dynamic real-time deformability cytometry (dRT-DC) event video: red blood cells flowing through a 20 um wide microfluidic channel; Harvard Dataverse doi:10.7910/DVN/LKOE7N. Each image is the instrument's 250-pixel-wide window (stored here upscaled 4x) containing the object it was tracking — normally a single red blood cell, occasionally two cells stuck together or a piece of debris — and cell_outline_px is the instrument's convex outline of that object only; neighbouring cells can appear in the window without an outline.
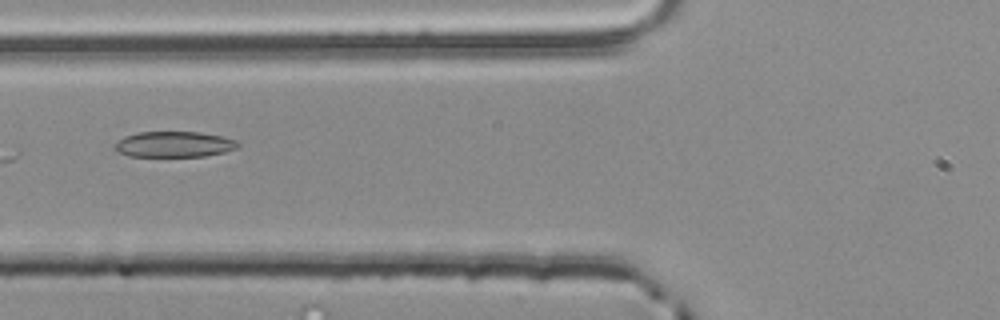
{"species": "common noctule bat (a hibernating species)", "species_latin": "Nyctalus noctula", "temperature_condition": "room temperature", "stored_images_in_passage": 2, "camera_frame_rate_fps": 3000, "um_per_image_px": 0.085, "animal": {"sex": "male", "body_mass_g": 20.4}, "frame": {"image": 1, "passage_image": 2, "time_ms": 0.333, "image_size_px": [1000, 320], "cell_outline_px": [[240, 144], [236, 148], [224, 152], [204, 156], [128, 156], [116, 152], [116, 140], [124, 136], [140, 132], [200, 132], [220, 136], [236, 140]], "centroid_in_image_um": [14.77, 12.26], "position_along_channel_um": 111.0, "area_um2": 18.38}}